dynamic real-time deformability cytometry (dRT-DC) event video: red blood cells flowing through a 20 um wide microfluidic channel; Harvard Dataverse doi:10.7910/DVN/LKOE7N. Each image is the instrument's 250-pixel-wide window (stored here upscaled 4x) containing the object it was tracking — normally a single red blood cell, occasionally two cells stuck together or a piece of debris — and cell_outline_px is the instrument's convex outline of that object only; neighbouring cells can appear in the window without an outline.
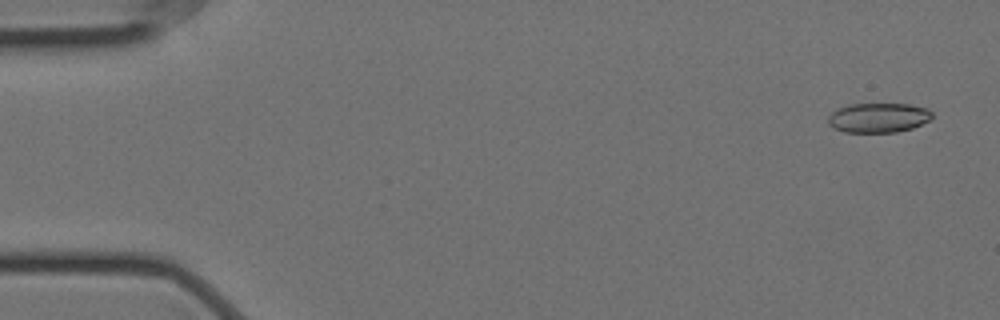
{"species": "Egyptian fruit bat (a non-hibernating species)", "species_latin": "Rousettus aegyptiacus", "temperature_condition": "cold", "stored_images_in_passage": 5, "camera_frame_rate_fps": 3000, "um_per_image_px": 0.085, "animal": {"sex": "female"}, "frame": {"image": 1, "passage_image": 1, "time_ms": 0.0, "image_size_px": [1000, 320], "cell_outline_px": [[932, 116], [928, 120], [912, 128], [896, 132], [844, 132], [832, 128], [828, 124], [828, 116], [832, 112], [848, 104], [908, 104], [928, 108], [932, 112]], "centroid_in_image_um": [74.64, 10.0], "position_along_channel_um": 10.4, "area_um2": 17.92}}
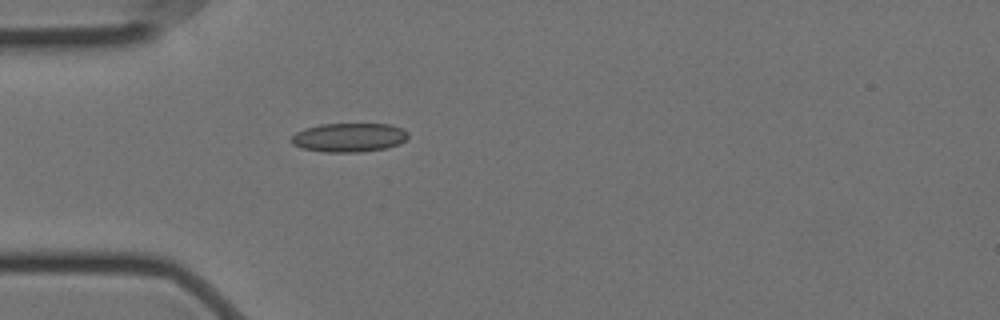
{"frame": {"image": 2, "passage_image": 5, "time_ms": 1.333, "image_size_px": [1000, 320], "cell_outline_px": [[408, 136], [400, 144], [384, 148], [360, 152], [324, 152], [304, 148], [292, 144], [288, 140], [296, 132], [304, 128], [320, 124], [388, 124], [404, 128], [408, 132]], "centroid_in_image_um": [29.65, 11.68], "position_along_channel_um": 55.3, "area_um2": 19.77}}